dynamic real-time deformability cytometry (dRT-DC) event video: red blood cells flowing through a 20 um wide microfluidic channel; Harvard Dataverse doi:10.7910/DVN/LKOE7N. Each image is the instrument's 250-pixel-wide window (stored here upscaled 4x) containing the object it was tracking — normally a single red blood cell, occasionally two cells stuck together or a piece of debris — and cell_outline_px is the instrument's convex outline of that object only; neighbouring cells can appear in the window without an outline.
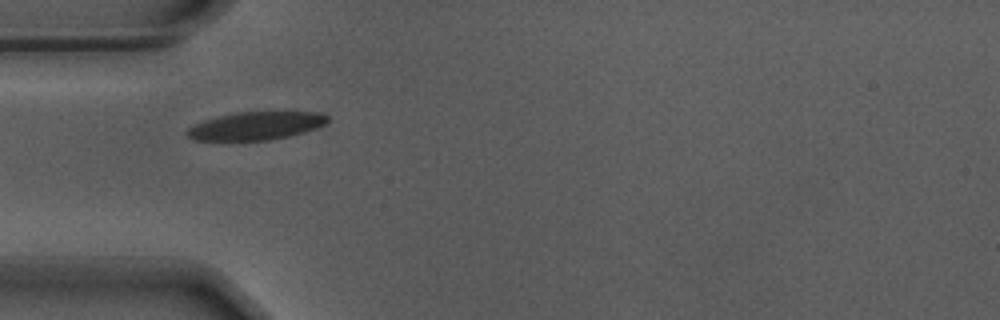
{"species": "Egyptian fruit bat (a non-hibernating species)", "species_latin": "Rousettus aegyptiacus", "temperature_condition": "warm", "stored_images_in_passage": 21, "camera_frame_rate_fps": 3000, "um_per_image_px": 0.085, "animal": {"sex": "male"}, "frame": {"image": 1, "passage_image": 1, "time_ms": 0.0, "image_size_px": [1000, 320], "cell_outline_px": [[328, 120], [324, 124], [316, 128], [304, 132], [288, 136], [268, 140], [196, 140], [188, 136], [184, 132], [188, 128], [204, 120], [236, 112], [320, 112], [328, 116]], "centroid_in_image_um": [21.76, 10.69], "position_along_channel_um": 63.2, "area_um2": 22.72}}
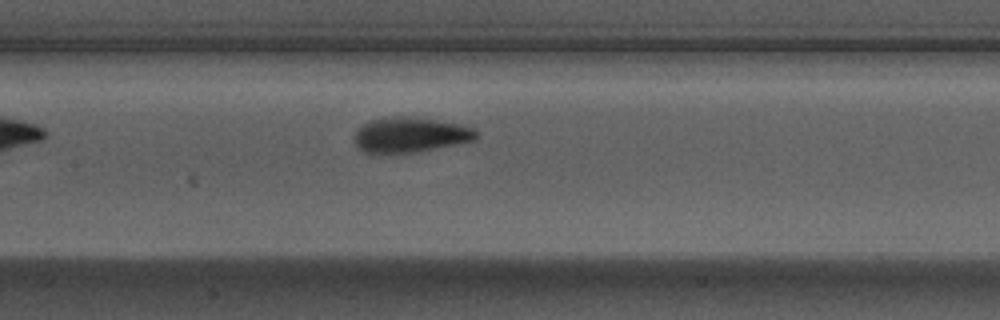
{"frame": {"image": 2, "passage_image": 10, "time_ms": 3.0, "image_size_px": [1000, 320], "cell_outline_px": [[476, 136], [472, 140], [412, 152], [364, 152], [352, 140], [352, 136], [356, 128], [368, 120], [392, 116], [404, 116], [436, 120], [464, 124], [472, 128], [476, 132]], "centroid_in_image_um": [34.77, 11.42], "position_along_channel_um": 172.6, "area_um2": 24.57}}
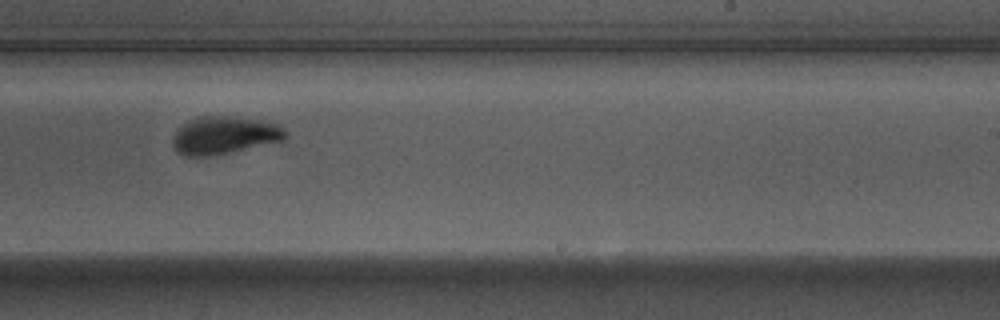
{"frame": {"image": 3, "passage_image": 18, "time_ms": 5.667, "image_size_px": [1000, 320], "cell_outline_px": [[288, 136], [284, 140], [212, 156], [184, 156], [176, 152], [172, 144], [172, 140], [176, 128], [188, 120], [200, 116], [220, 116], [260, 120], [276, 124], [288, 132]], "centroid_in_image_um": [19.01, 11.51], "position_along_channel_um": 270.0, "area_um2": 24.8}}